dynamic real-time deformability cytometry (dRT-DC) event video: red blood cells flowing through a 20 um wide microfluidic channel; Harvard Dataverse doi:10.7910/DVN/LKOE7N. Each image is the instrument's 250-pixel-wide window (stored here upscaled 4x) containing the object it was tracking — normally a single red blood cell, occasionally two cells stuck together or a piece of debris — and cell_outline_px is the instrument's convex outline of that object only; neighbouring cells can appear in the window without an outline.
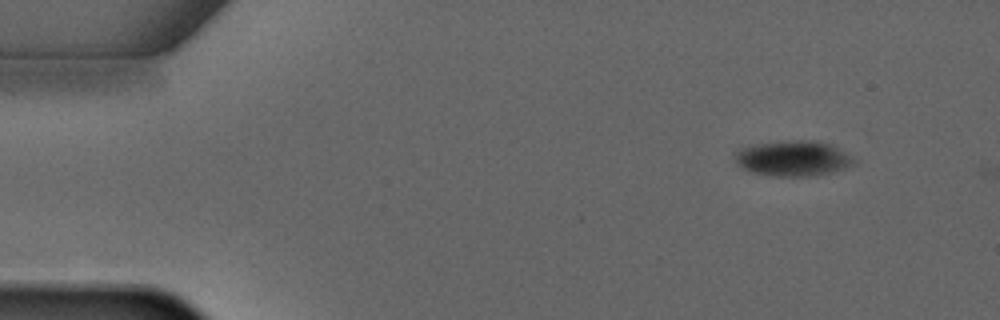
{"species": "common noctule bat (a hibernating species)", "species_latin": "Nyctalus noctula", "temperature_condition": "warm", "stored_images_in_passage": 2, "camera_frame_rate_fps": 3000, "um_per_image_px": 0.085, "animal": {"sex": "male", "forearm_length_mm": 52.5}, "frame": {"image": 1, "passage_image": 1, "time_ms": 0.0, "image_size_px": [1000, 320], "cell_outline_px": [[856, 164], [832, 172], [816, 176], [776, 176], [752, 172], [736, 164], [732, 156], [732, 152], [740, 148], [752, 144], [784, 140], [816, 140], [832, 144], [840, 148], [852, 156], [856, 160]], "centroid_in_image_um": [67.4, 13.44], "position_along_channel_um": 17.6, "area_um2": 25.2}}